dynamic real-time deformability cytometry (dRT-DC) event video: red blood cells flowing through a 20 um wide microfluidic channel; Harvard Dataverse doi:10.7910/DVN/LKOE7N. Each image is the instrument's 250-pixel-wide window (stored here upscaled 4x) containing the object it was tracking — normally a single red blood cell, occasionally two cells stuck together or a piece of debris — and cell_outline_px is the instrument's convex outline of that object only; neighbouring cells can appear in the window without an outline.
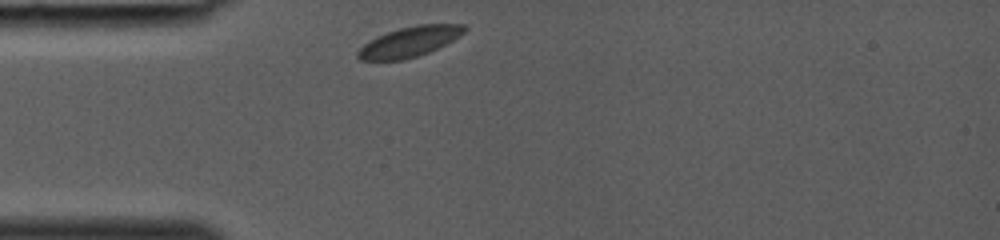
{"species": "common noctule bat (a hibernating species)", "species_latin": "Nyctalus noctula", "temperature_condition": "room temperature", "stored_images_in_passage": 24, "camera_frame_rate_fps": 3000, "um_per_image_px": 0.085, "animal": {"sex": "female", "body_mass_g": 19.0, "forearm_length_mm": 53.3}, "frame": {"image": 1, "passage_image": 1, "time_ms": 0.0, "image_size_px": [1000, 240], "cell_outline_px": [[468, 28], [460, 36], [428, 52], [404, 60], [360, 60], [356, 56], [356, 52], [368, 40], [376, 36], [400, 28], [420, 24], [464, 24]], "centroid_in_image_um": [34.78, 3.54], "position_along_channel_um": 50.2, "area_um2": 18.61}}
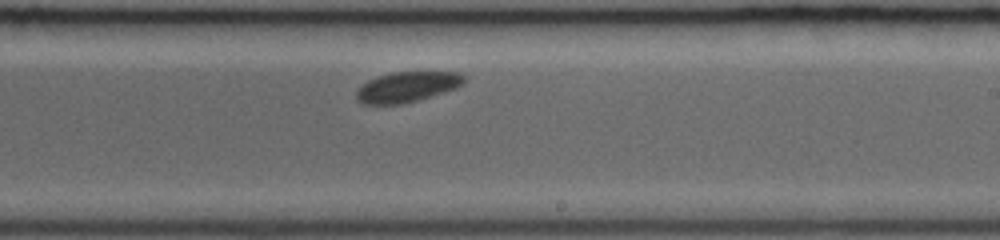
{"frame": {"image": 2, "passage_image": 14, "time_ms": 4.333, "image_size_px": [1000, 240], "cell_outline_px": [[464, 84], [456, 88], [416, 100], [400, 104], [364, 104], [356, 100], [356, 92], [368, 80], [392, 72], [460, 72], [464, 76]], "centroid_in_image_um": [34.61, 7.38], "position_along_channel_um": 254.4, "area_um2": 18.73}}
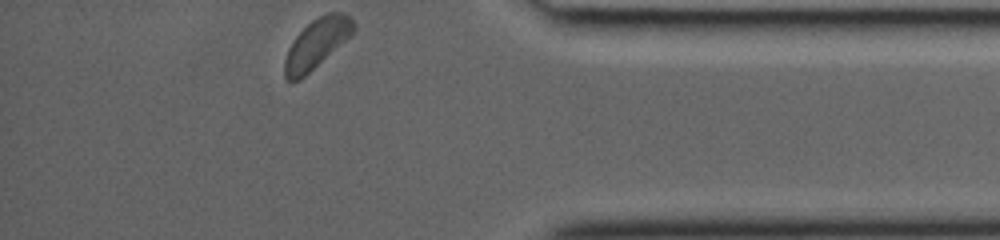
{"frame": {"image": 3, "passage_image": 24, "time_ms": 7.667, "image_size_px": [1000, 240], "cell_outline_px": [[356, 28], [352, 36], [300, 80], [288, 80], [284, 76], [284, 60], [288, 48], [296, 36], [312, 20], [328, 12], [344, 12], [356, 24]], "centroid_in_image_um": [26.95, 3.69], "position_along_channel_um": 408.3, "area_um2": 19.88}}